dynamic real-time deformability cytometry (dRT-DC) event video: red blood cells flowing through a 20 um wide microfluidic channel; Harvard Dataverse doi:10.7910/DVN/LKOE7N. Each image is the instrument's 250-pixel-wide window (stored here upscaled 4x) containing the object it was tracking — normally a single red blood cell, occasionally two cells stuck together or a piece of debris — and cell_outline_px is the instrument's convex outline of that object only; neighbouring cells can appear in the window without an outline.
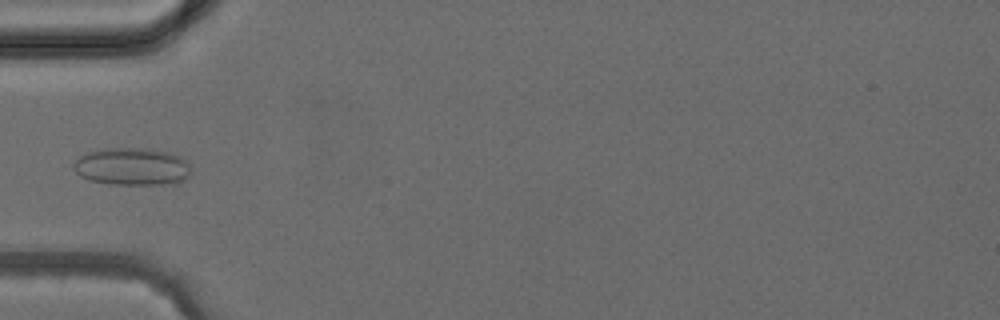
{"species": "common noctule bat (a hibernating species)", "species_latin": "Nyctalus noctula", "temperature_condition": "cold", "stored_images_in_passage": 5, "camera_frame_rate_fps": 3000, "um_per_image_px": 0.085, "animal": {"sex": "female", "body_mass_g": 24.6, "forearm_length_mm": 56.2}, "frame": {"image": 1, "passage_image": 5, "time_ms": 4.667, "image_size_px": [1000, 320], "cell_outline_px": [[192, 172], [180, 184], [112, 184], [88, 180], [80, 176], [72, 168], [72, 164], [80, 156], [88, 152], [104, 148], [148, 148], [168, 152], [180, 156], [188, 160]], "centroid_in_image_um": [11.26, 14.16], "position_along_channel_um": 73.7, "area_um2": 26.13}}